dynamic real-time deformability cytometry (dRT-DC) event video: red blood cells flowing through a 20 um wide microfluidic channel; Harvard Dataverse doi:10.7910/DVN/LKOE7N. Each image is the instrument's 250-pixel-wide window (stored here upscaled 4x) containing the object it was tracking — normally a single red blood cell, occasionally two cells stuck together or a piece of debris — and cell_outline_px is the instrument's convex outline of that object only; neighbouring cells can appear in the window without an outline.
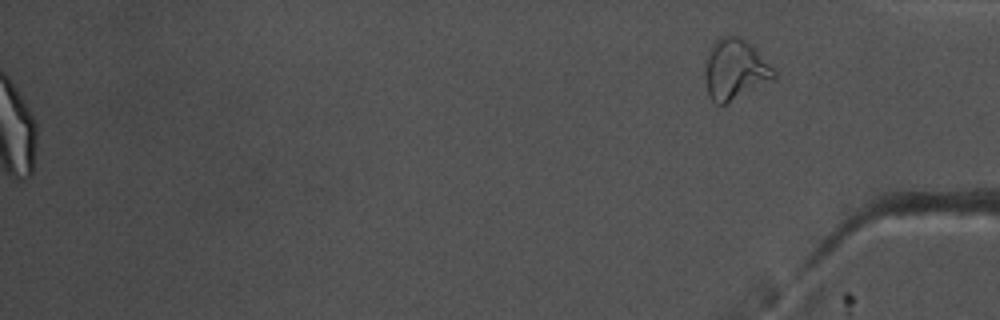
{"species": "common noctule bat (a hibernating species)", "species_latin": "Nyctalus noctula", "temperature_condition": "warm", "stored_images_in_passage": 56, "segment_of_instrument_passage": [2, 2], "camera_frame_rate_fps": 3000, "um_per_image_px": 0.085, "animal": {"sex": "male", "body_mass_g": 17.5, "forearm_length_mm": 52.3}, "frame": {"image": 1, "passage_image": 56, "time_ms": 18.333, "image_size_px": [1000, 320], "cell_outline_px": [[776, 76], [772, 80], [728, 104], [716, 104], [708, 96], [708, 56], [716, 40], [724, 36], [740, 36], [752, 44], [776, 72]], "centroid_in_image_um": [62.54, 5.93], "position_along_channel_um": 372.7, "area_um2": 23.64}}